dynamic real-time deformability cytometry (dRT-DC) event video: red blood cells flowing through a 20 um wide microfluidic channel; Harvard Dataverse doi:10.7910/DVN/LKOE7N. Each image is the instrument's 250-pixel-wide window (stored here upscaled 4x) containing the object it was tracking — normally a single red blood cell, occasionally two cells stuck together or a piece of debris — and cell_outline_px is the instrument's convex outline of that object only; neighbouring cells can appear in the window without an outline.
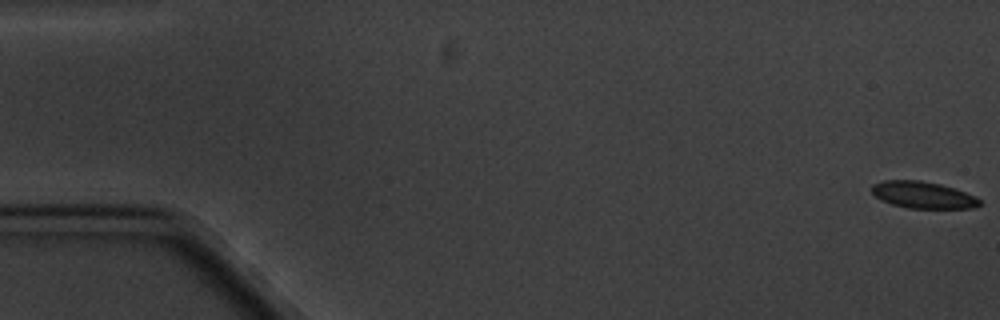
{"species": "common noctule bat (a hibernating species)", "species_latin": "Nyctalus noctula", "temperature_condition": "cold", "stored_images_in_passage": 11, "camera_frame_rate_fps": 3000, "um_per_image_px": 0.085, "animal": {"sex": "male", "body_mass_g": 20.1, "forearm_length_mm": 53.5}, "frame": {"image": 1, "passage_image": 1, "time_ms": 0.0, "image_size_px": [1000, 320], "cell_outline_px": [[980, 204], [972, 208], [908, 208], [892, 204], [880, 200], [872, 192], [872, 184], [884, 180], [920, 180], [940, 184], [976, 196], [980, 200]], "centroid_in_image_um": [78.42, 16.57], "position_along_channel_um": 6.6, "area_um2": 16.7}}
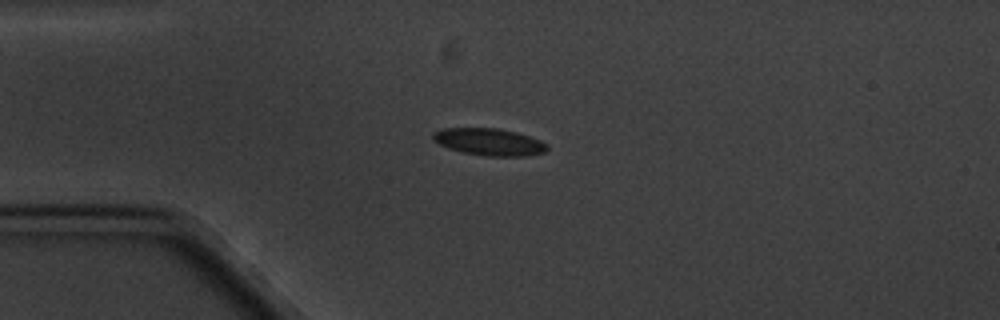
{"frame": {"image": 2, "passage_image": 5, "time_ms": 4.667, "image_size_px": [1000, 320], "cell_outline_px": [[548, 148], [544, 152], [524, 156], [488, 156], [464, 152], [448, 148], [432, 140], [432, 132], [444, 128], [500, 128], [516, 132], [540, 140], [548, 144]], "centroid_in_image_um": [41.57, 12.05], "position_along_channel_um": 43.4, "area_um2": 17.98}}